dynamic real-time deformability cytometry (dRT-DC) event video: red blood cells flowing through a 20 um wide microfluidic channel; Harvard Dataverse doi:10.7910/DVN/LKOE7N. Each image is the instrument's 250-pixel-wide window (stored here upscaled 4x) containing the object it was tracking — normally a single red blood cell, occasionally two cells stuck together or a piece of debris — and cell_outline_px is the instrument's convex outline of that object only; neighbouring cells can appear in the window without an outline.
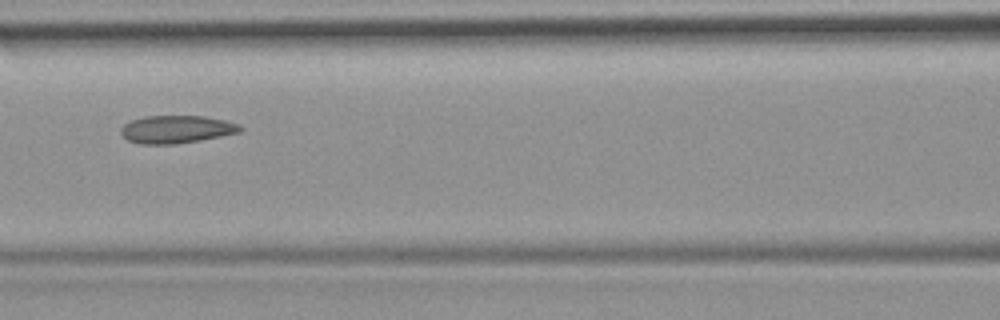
{"species": "common noctule bat (a hibernating species)", "species_latin": "Nyctalus noctula", "temperature_condition": "room temperature", "stored_images_in_passage": 4, "camera_frame_rate_fps": 3000, "um_per_image_px": 0.085, "animal": {"sex": "female", "body_mass_g": 19.9}, "frame": {"image": 1, "passage_image": 3, "time_ms": 2.333, "image_size_px": [1000, 320], "cell_outline_px": [[244, 128], [240, 132], [200, 140], [176, 144], [140, 144], [128, 140], [120, 132], [120, 128], [124, 124], [132, 120], [144, 116], [204, 116], [224, 120], [240, 124]], "centroid_in_image_um": [15.0, 10.99], "position_along_channel_um": 151.6, "area_um2": 19.31}}
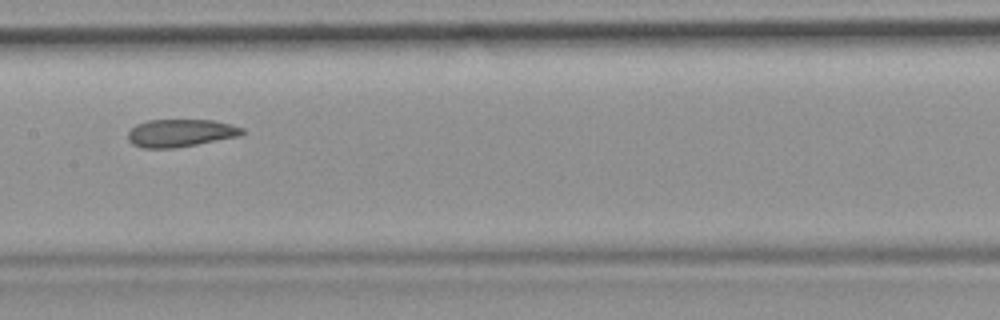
{"frame": {"image": 2, "passage_image": 4, "time_ms": 3.333, "image_size_px": [1000, 320], "cell_outline_px": [[244, 132], [240, 136], [196, 144], [172, 148], [144, 148], [132, 144], [128, 140], [128, 132], [136, 124], [148, 120], [212, 120], [244, 128]], "centroid_in_image_um": [15.32, 11.3], "position_along_channel_um": 192.1, "area_um2": 18.26}}